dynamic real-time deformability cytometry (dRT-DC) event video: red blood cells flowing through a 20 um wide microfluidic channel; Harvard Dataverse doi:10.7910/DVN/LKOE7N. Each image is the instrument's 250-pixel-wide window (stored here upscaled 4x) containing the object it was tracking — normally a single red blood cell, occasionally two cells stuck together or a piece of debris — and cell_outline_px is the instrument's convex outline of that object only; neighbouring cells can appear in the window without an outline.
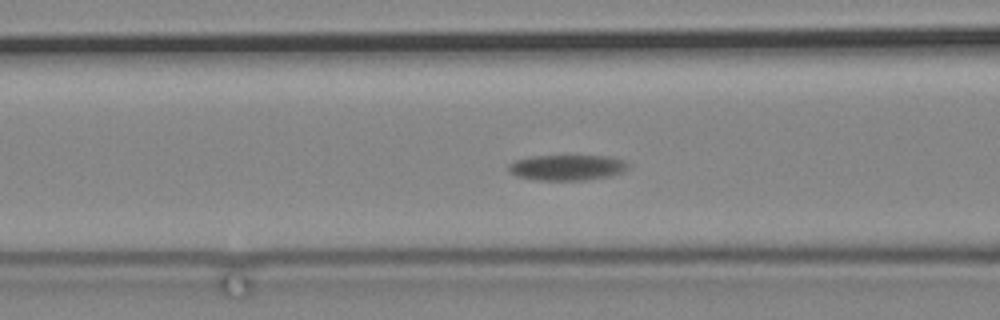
{"species": "common noctule bat (a hibernating species)", "species_latin": "Nyctalus noctula", "temperature_condition": "cold", "stored_images_in_passage": 43, "segment_of_instrument_passage": [1, 2], "camera_frame_rate_fps": 3000, "um_per_image_px": 0.085, "animal": {"sex": "male", "body_mass_g": 19.2, "forearm_length_mm": 51.8}, "frame": {"image": 1, "passage_image": 7, "time_ms": 2.0, "image_size_px": [1000, 320], "cell_outline_px": [[632, 164], [624, 172], [608, 176], [584, 180], [536, 180], [516, 176], [508, 172], [508, 164], [516, 160], [532, 156], [608, 156], [624, 160]], "centroid_in_image_um": [48.22, 14.24], "position_along_channel_um": 118.4, "area_um2": 17.98}}
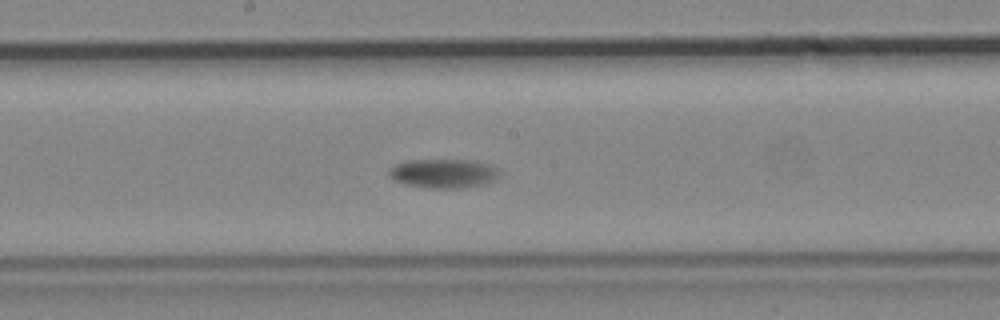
{"frame": {"image": 2, "passage_image": 16, "time_ms": 5.0, "image_size_px": [1000, 320], "cell_outline_px": [[500, 176], [496, 180], [484, 184], [464, 188], [428, 188], [404, 184], [396, 180], [388, 172], [388, 168], [396, 164], [408, 160], [472, 160], [488, 164], [496, 168], [500, 172]], "centroid_in_image_um": [37.73, 14.74], "position_along_channel_um": 210.5, "area_um2": 18.79}}
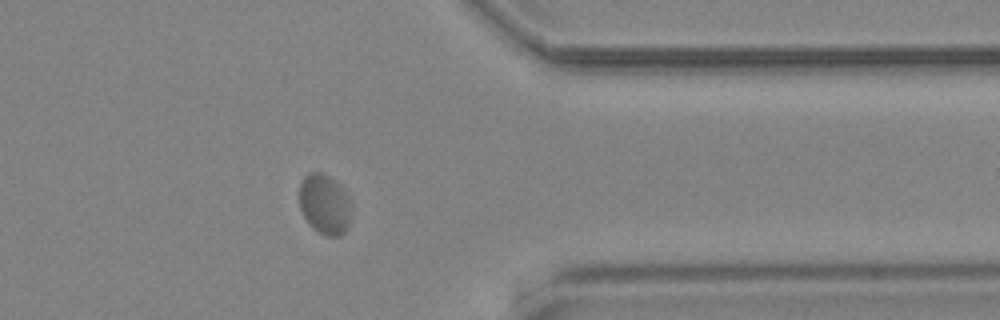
{"frame": {"image": 3, "passage_image": 34, "time_ms": 11.0, "image_size_px": [1000, 320], "cell_outline_px": [[352, 216], [344, 232], [340, 236], [328, 236], [312, 228], [308, 224], [300, 208], [300, 184], [304, 176], [312, 172], [320, 172], [336, 180], [340, 184], [348, 196], [352, 204]], "centroid_in_image_um": [27.62, 17.36], "position_along_channel_um": 383.8, "area_um2": 18.44}}